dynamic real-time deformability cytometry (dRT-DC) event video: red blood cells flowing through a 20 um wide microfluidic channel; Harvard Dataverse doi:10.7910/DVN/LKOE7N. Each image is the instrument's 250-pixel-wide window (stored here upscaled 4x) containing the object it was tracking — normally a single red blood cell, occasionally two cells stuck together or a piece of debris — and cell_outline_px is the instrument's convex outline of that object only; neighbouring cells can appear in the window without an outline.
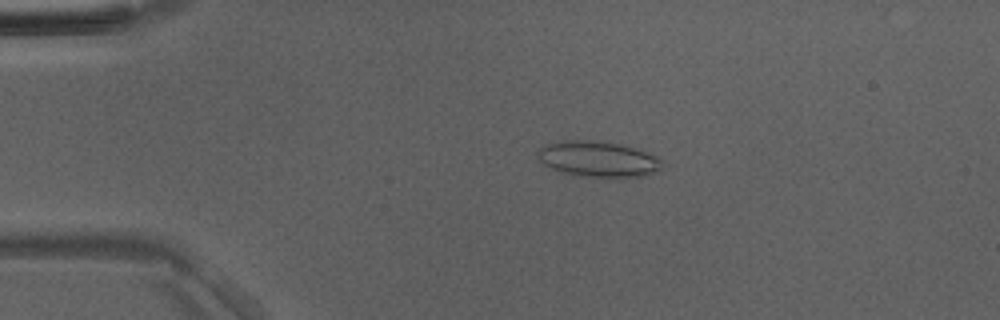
{"species": "Egyptian fruit bat (a non-hibernating species)", "species_latin": "Rousettus aegyptiacus", "temperature_condition": "room temperature", "stored_images_in_passage": 5, "camera_frame_rate_fps": 3000, "um_per_image_px": 0.085, "animal": {"sex": "male"}, "frame": {"image": 1, "passage_image": 3, "time_ms": 2.0, "image_size_px": [1000, 320], "cell_outline_px": [[660, 168], [656, 172], [644, 176], [620, 180], [604, 180], [572, 176], [560, 172], [536, 160], [536, 152], [544, 144], [568, 140], [596, 140], [620, 144], [636, 148], [656, 156], [660, 160]], "centroid_in_image_um": [50.81, 13.58], "position_along_channel_um": 34.2, "area_um2": 27.17}}